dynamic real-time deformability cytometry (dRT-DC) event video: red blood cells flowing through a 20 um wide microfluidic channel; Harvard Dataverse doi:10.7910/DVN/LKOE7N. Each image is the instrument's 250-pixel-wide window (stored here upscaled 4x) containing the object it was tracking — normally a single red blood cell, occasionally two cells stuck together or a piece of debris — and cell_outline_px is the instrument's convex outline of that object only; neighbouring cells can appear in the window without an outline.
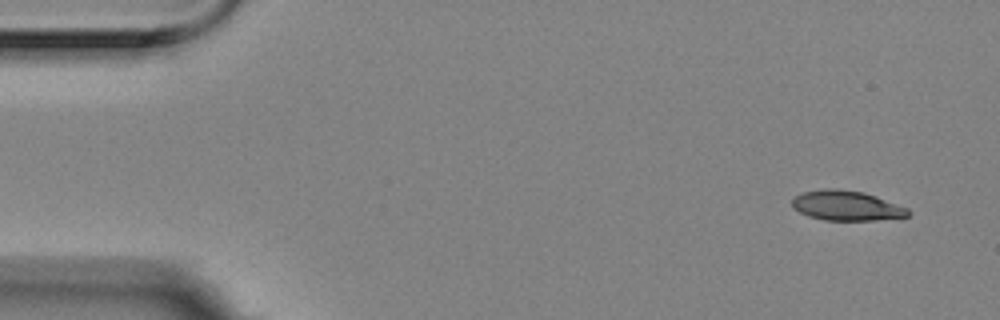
{"species": "Egyptian fruit bat (a non-hibernating species)", "species_latin": "Rousettus aegyptiacus", "temperature_condition": "room temperature", "stored_images_in_passage": 6, "segment_of_instrument_passage": [2, 2], "camera_frame_rate_fps": 3000, "um_per_image_px": 0.085, "animal": {"sex": "female"}, "frame": {"image": 1, "passage_image": 6, "time_ms": 1.667, "image_size_px": [1000, 320], "cell_outline_px": [[912, 212], [908, 216], [872, 220], [824, 220], [808, 216], [792, 208], [792, 200], [796, 196], [804, 192], [824, 188], [836, 188], [864, 192], [876, 196], [908, 208]], "centroid_in_image_um": [71.95, 17.47], "position_along_channel_um": 13.1, "area_um2": 20.17}}